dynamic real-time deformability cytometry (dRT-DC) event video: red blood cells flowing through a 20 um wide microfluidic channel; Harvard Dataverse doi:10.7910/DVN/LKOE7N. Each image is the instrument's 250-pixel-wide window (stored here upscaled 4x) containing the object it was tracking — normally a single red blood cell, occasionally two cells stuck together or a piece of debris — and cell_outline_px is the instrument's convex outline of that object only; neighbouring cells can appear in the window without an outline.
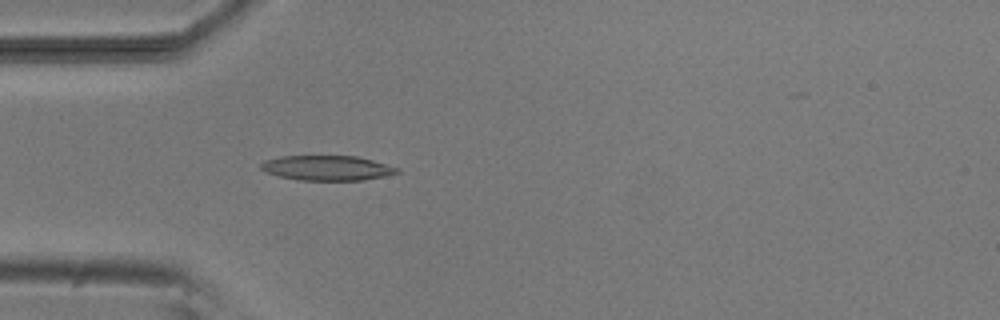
{"species": "common noctule bat (a hibernating species)", "species_latin": "Nyctalus noctula", "temperature_condition": "room temperature", "stored_images_in_passage": 4, "camera_frame_rate_fps": 3000, "um_per_image_px": 0.085, "animal": {"sex": "male", "body_mass_g": 20.5, "forearm_length_mm": 52.5}, "frame": {"image": 1, "passage_image": 4, "time_ms": 3.667, "image_size_px": [1000, 320], "cell_outline_px": [[400, 172], [384, 176], [364, 180], [300, 180], [280, 176], [264, 172], [260, 168], [260, 164], [264, 160], [280, 156], [356, 156], [372, 160], [400, 168]], "centroid_in_image_um": [27.79, 14.27], "position_along_channel_um": 57.2, "area_um2": 19.77}}